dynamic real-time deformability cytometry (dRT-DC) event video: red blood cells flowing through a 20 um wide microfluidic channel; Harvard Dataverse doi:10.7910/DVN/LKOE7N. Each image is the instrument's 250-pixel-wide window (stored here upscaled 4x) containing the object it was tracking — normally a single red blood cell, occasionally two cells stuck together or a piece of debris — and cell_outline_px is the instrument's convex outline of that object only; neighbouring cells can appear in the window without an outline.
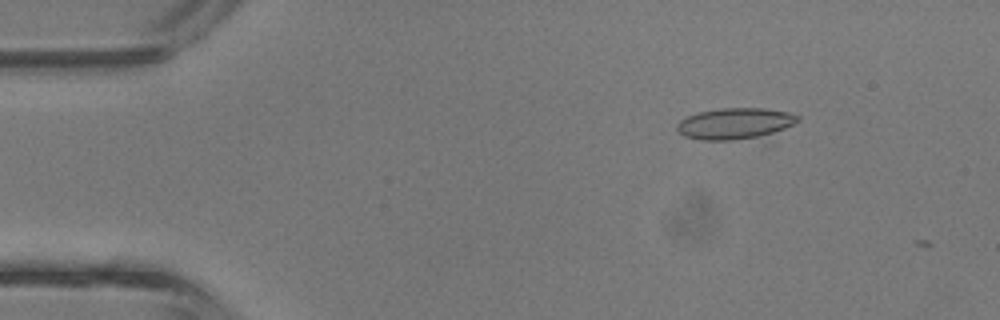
{"species": "common noctule bat (a hibernating species)", "species_latin": "Nyctalus noctula", "temperature_condition": "room temperature", "stored_images_in_passage": 3, "camera_frame_rate_fps": 3000, "um_per_image_px": 0.085, "animal": {"sex": "male", "body_mass_g": 13.3}, "frame": {"image": 1, "passage_image": 1, "time_ms": 0.0, "image_size_px": [1000, 320], "cell_outline_px": [[800, 120], [784, 128], [760, 136], [732, 140], [700, 140], [684, 136], [676, 128], [676, 124], [680, 120], [688, 116], [700, 112], [720, 108], [764, 108], [788, 112], [800, 116]], "centroid_in_image_um": [62.44, 10.49], "position_along_channel_um": 22.6, "area_um2": 21.68}}